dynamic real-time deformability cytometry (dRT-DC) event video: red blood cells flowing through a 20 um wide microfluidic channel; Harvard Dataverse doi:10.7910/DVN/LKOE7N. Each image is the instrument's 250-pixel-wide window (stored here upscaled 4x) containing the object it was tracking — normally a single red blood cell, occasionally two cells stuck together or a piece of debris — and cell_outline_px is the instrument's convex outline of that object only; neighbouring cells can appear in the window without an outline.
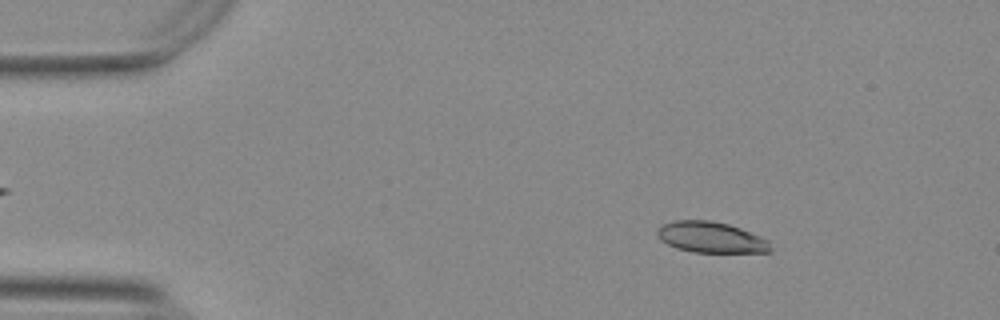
{"species": "Egyptian fruit bat (a non-hibernating species)", "species_latin": "Rousettus aegyptiacus", "temperature_condition": "warm", "stored_images_in_passage": 54, "camera_frame_rate_fps": 3000, "um_per_image_px": 0.085, "animal": {"sex": "female"}, "frame": {"image": 1, "passage_image": 8, "time_ms": 2.333, "image_size_px": [1000, 320], "cell_outline_px": [[772, 252], [692, 252], [676, 248], [660, 240], [656, 232], [656, 228], [664, 224], [676, 220], [712, 220], [728, 224], [740, 228], [768, 240], [772, 248]], "centroid_in_image_um": [60.41, 20.17], "position_along_channel_um": 24.6, "area_um2": 20.4}}
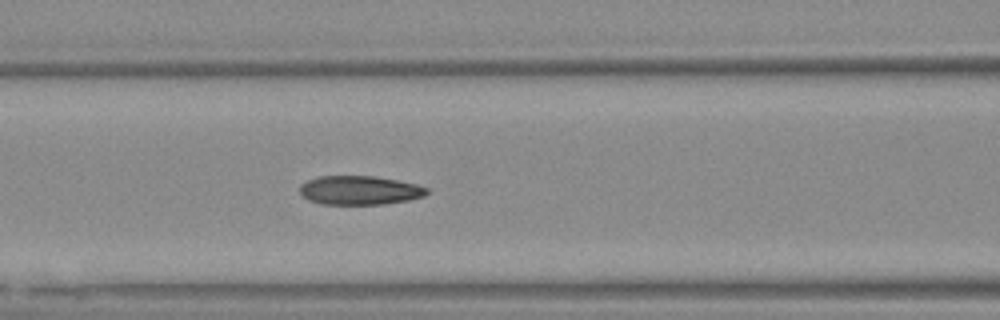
{"frame": {"image": 2, "passage_image": 23, "time_ms": 7.333, "image_size_px": [1000, 320], "cell_outline_px": [[428, 192], [424, 196], [408, 200], [380, 204], [320, 204], [308, 200], [300, 192], [300, 184], [308, 180], [320, 176], [376, 176], [416, 184], [428, 188]], "centroid_in_image_um": [30.55, 16.17], "position_along_channel_um": 136.0, "area_um2": 21.33}}
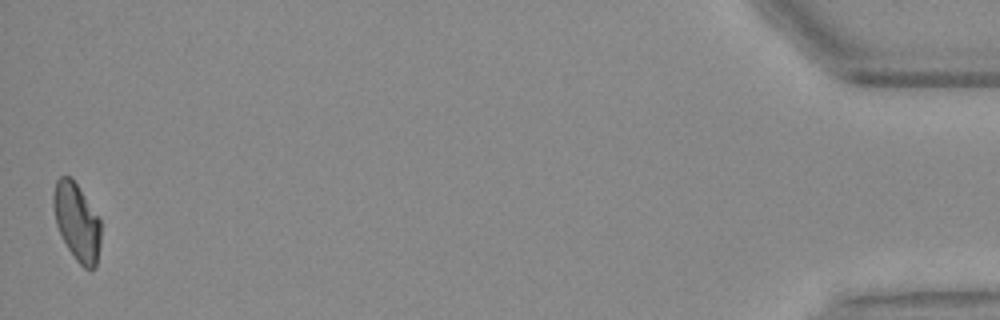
{"frame": {"image": 3, "passage_image": 54, "time_ms": 17.667, "image_size_px": [1000, 320], "cell_outline_px": [[100, 244], [96, 268], [84, 268], [76, 260], [68, 248], [56, 224], [52, 204], [52, 196], [56, 180], [60, 176], [72, 176], [100, 220]], "centroid_in_image_um": [6.52, 18.83], "position_along_channel_um": 428.7, "area_um2": 21.33}, "authors_computed_cell_mechanics": {"area_um2": 21.6172, "velocity_mm_per_s": 3.7405, "shape_relaxation_time_tau1_ms": 7.7965, "shape_relaxation_time_tau2_ms": 1.8376, "deformation_change_tau1": 0.2097, "deformation_change_tau2": 0.0909}}